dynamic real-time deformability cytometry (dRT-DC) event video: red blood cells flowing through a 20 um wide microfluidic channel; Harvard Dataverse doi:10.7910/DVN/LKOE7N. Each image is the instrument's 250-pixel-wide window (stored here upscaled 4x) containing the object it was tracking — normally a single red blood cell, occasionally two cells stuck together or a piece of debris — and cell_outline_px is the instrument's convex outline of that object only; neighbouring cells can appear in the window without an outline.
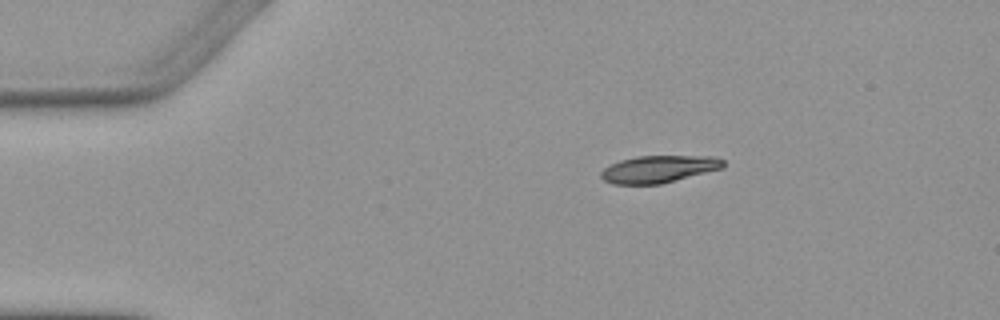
{"species": "Egyptian fruit bat (a non-hibernating species)", "species_latin": "Rousettus aegyptiacus", "temperature_condition": "warm", "stored_images_in_passage": 6, "camera_frame_rate_fps": 3000, "um_per_image_px": 0.085, "animal": {"sex": "female"}, "frame": {"image": 1, "passage_image": 1, "time_ms": 0.0, "image_size_px": [1000, 320], "cell_outline_px": [[724, 168], [660, 184], [612, 184], [604, 180], [600, 176], [600, 172], [604, 168], [620, 160], [636, 156], [716, 156], [724, 160]], "centroid_in_image_um": [56.01, 14.37], "position_along_channel_um": 29.0, "area_um2": 19.42}}
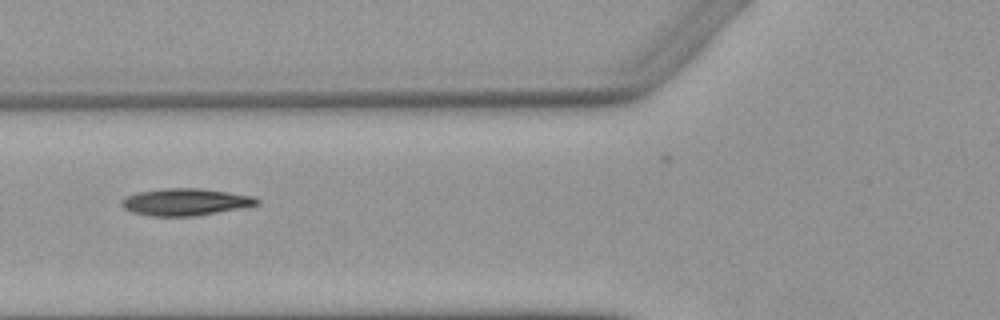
{"frame": {"image": 2, "passage_image": 4, "time_ms": 3.667, "image_size_px": [1000, 320], "cell_outline_px": [[260, 204], [240, 208], [196, 216], [152, 216], [132, 212], [124, 208], [120, 204], [120, 200], [136, 192], [164, 188], [200, 188], [256, 196], [260, 200]], "centroid_in_image_um": [15.77, 17.16], "position_along_channel_um": 110.0, "area_um2": 21.44}}
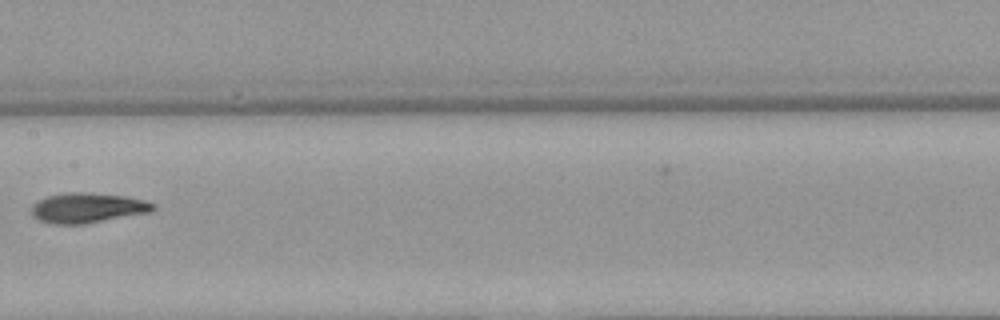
{"frame": {"image": 3, "passage_image": 6, "time_ms": 6.0, "image_size_px": [1000, 320], "cell_outline_px": [[156, 208], [152, 212], [84, 224], [56, 224], [40, 220], [32, 216], [32, 204], [36, 200], [48, 196], [68, 192], [88, 192], [124, 196], [144, 200], [156, 204]], "centroid_in_image_um": [7.45, 17.66], "position_along_channel_um": 199.9, "area_um2": 21.39}}